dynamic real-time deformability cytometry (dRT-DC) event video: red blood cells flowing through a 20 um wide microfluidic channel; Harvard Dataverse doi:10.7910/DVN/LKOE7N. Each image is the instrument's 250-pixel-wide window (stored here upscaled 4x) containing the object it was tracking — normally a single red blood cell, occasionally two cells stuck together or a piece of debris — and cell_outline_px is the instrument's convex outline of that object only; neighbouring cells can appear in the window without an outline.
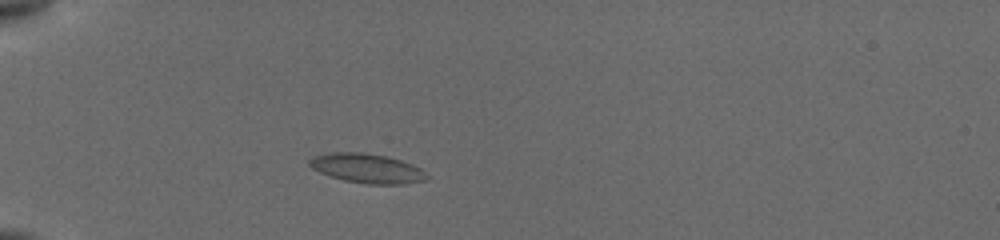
{"species": "common noctule bat (a hibernating species)", "species_latin": "Nyctalus noctula", "temperature_condition": "cold", "stored_images_in_passage": 42, "camera_frame_rate_fps": 3000, "um_per_image_px": 0.085, "animal": {"sex": "female", "body_mass_g": 19.5, "forearm_length_mm": 54.1}, "frame": {"image": 1, "passage_image": 1, "time_ms": 0.0, "image_size_px": [1000, 240], "cell_outline_px": [[428, 180], [404, 184], [368, 184], [344, 180], [328, 176], [312, 168], [308, 164], [308, 160], [312, 156], [332, 152], [360, 152], [384, 156], [400, 160], [412, 164], [420, 168], [428, 176]], "centroid_in_image_um": [31.18, 14.31], "position_along_channel_um": 53.8, "area_um2": 20.11}}
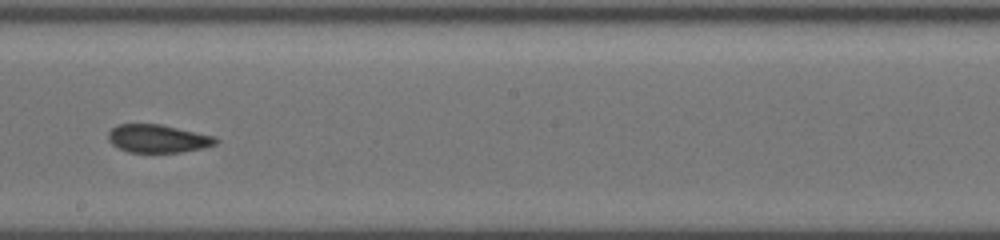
{"frame": {"image": 2, "passage_image": 25, "time_ms": 5.333, "image_size_px": [1000, 240], "cell_outline_px": [[220, 140], [216, 144], [200, 148], [180, 152], [128, 152], [112, 144], [108, 140], [108, 132], [116, 124], [160, 124], [216, 136]], "centroid_in_image_um": [13.42, 11.77], "position_along_channel_um": 234.8, "area_um2": 17.57}}
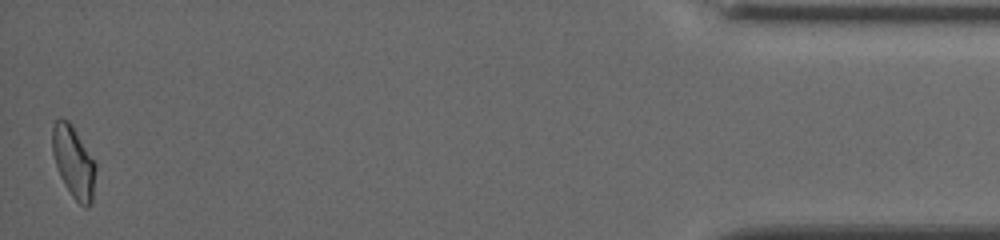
{"frame": {"image": 3, "passage_image": 42, "time_ms": 12.333, "image_size_px": [1000, 240], "cell_outline_px": [[96, 168], [92, 200], [88, 208], [84, 208], [72, 196], [64, 184], [60, 176], [52, 152], [52, 124], [56, 120], [68, 120], [72, 124], [96, 160]], "centroid_in_image_um": [6.28, 13.75], "position_along_channel_um": 428.9, "area_um2": 18.32}, "authors_computed_cell_mechanics": {"area_um2": 17.8313, "velocity_mm_per_s": 3.8238, "shape_relaxation_time_tau1_ms": 5.2495, "shape_relaxation_time_tau2_ms": 1.9564, "deformation_change_tau1": 0.1298, "deformation_change_tau2": 0.0742}}